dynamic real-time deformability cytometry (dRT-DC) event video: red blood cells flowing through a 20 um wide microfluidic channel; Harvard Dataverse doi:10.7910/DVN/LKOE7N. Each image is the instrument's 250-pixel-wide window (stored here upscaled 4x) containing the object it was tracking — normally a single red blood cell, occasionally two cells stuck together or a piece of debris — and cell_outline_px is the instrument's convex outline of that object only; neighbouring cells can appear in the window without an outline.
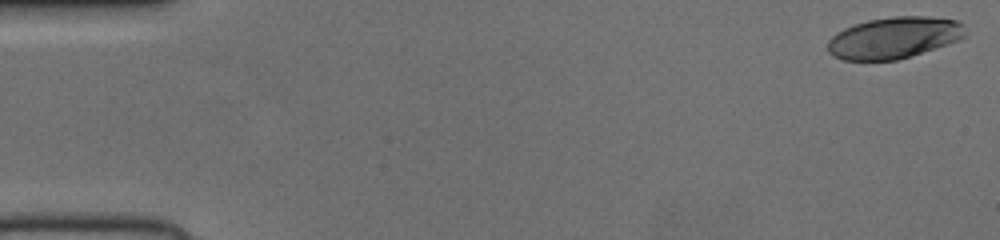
{"species": "human", "species_latin": "Homo sapiens", "temperature_condition": "cold", "stored_images_in_passage": 52, "camera_frame_rate_fps": 3000, "um_per_image_px": 0.085, "donor": {"sex": "female"}, "frame": {"image": 1, "passage_image": 1, "time_ms": 0.0, "image_size_px": [1000, 240], "cell_outline_px": [[964, 36], [956, 40], [896, 60], [844, 60], [832, 56], [828, 52], [828, 40], [836, 32], [844, 28], [868, 20], [892, 16], [928, 16], [956, 20], [964, 24]], "centroid_in_image_um": [75.92, 3.19], "position_along_channel_um": 9.1, "area_um2": 32.83}}
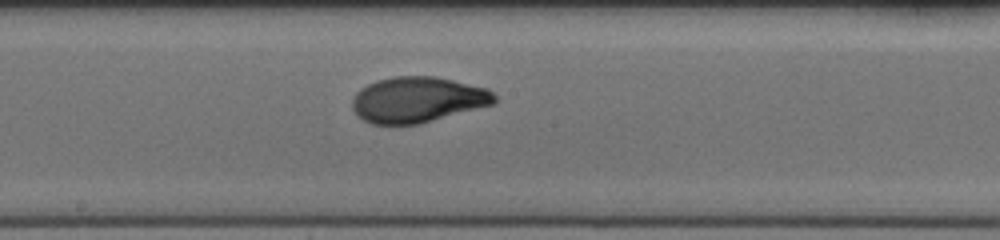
{"frame": {"image": 2, "passage_image": 28, "time_ms": 9.0, "image_size_px": [1000, 240], "cell_outline_px": [[496, 104], [420, 124], [372, 124], [364, 120], [352, 108], [352, 100], [356, 92], [360, 88], [376, 80], [396, 76], [432, 76], [452, 80], [488, 88], [496, 96]], "centroid_in_image_um": [35.52, 8.47], "position_along_channel_um": 212.7, "area_um2": 37.97}}
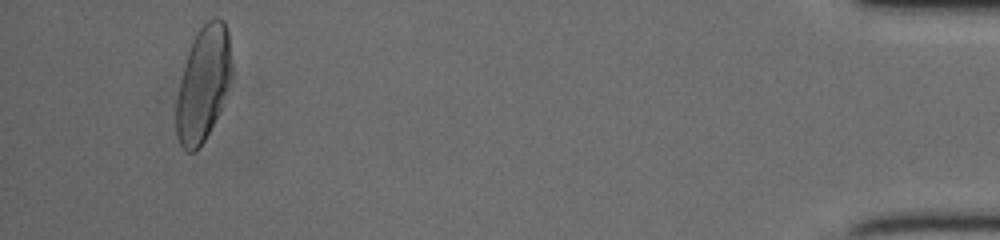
{"frame": {"image": 3, "passage_image": 49, "time_ms": 16.0, "image_size_px": [1000, 240], "cell_outline_px": [[232, 76], [228, 88], [220, 108], [204, 140], [192, 152], [188, 152], [180, 144], [176, 136], [176, 100], [180, 80], [188, 52], [192, 40], [196, 32], [208, 20], [216, 16], [224, 20], [228, 32], [232, 64]], "centroid_in_image_um": [17.27, 7.07], "position_along_channel_um": 417.9, "area_um2": 36.76}}